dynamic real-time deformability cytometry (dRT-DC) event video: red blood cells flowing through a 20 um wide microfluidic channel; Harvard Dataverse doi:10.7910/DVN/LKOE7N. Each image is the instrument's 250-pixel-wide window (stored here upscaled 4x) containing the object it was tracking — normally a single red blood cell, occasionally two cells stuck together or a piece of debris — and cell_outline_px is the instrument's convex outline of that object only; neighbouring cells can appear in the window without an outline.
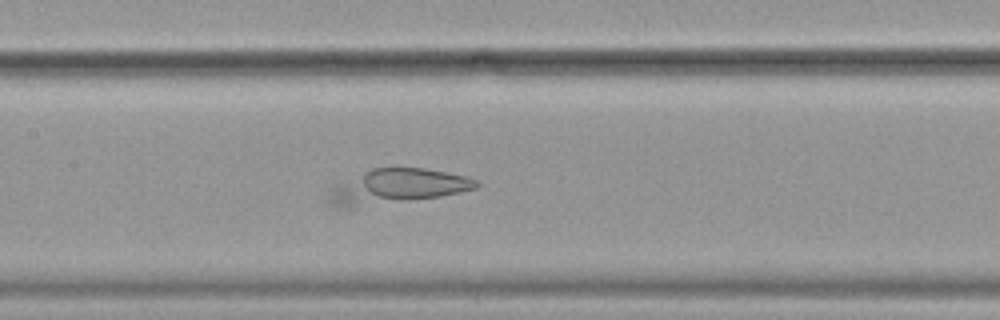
{"species": "common noctule bat (a hibernating species)", "species_latin": "Nyctalus noctula", "temperature_condition": "cold", "stored_images_in_passage": 28, "camera_frame_rate_fps": 3000, "um_per_image_px": 0.085, "animal": {"sex": "female", "body_mass_g": 19.9}, "frame": {"image": 1, "passage_image": 25, "time_ms": 8.0, "image_size_px": [1000, 320], "cell_outline_px": [[480, 184], [476, 188], [460, 192], [440, 196], [348, 208], [336, 208], [328, 204], [328, 200], [332, 188], [336, 184], [372, 168], [424, 168], [448, 172], [468, 176], [476, 180]], "centroid_in_image_um": [33.74, 15.85], "position_along_channel_um": 173.7, "area_um2": 29.54}}